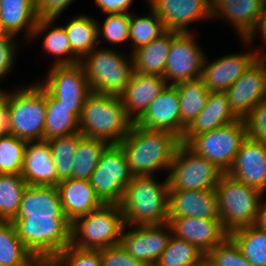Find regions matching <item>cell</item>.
Here are the masks:
<instances>
[{
  "mask_svg": "<svg viewBox=\"0 0 266 266\" xmlns=\"http://www.w3.org/2000/svg\"><path fill=\"white\" fill-rule=\"evenodd\" d=\"M211 266H254L242 254L236 243L228 236L205 255Z\"/></svg>",
  "mask_w": 266,
  "mask_h": 266,
  "instance_id": "7bdbcfd3",
  "label": "cell"
},
{
  "mask_svg": "<svg viewBox=\"0 0 266 266\" xmlns=\"http://www.w3.org/2000/svg\"><path fill=\"white\" fill-rule=\"evenodd\" d=\"M126 55L98 45L80 60L91 91L114 96L123 93L134 72L132 55Z\"/></svg>",
  "mask_w": 266,
  "mask_h": 266,
  "instance_id": "8992f818",
  "label": "cell"
},
{
  "mask_svg": "<svg viewBox=\"0 0 266 266\" xmlns=\"http://www.w3.org/2000/svg\"><path fill=\"white\" fill-rule=\"evenodd\" d=\"M101 266H147L142 261L133 258L121 243L99 249Z\"/></svg>",
  "mask_w": 266,
  "mask_h": 266,
  "instance_id": "bcb514c9",
  "label": "cell"
},
{
  "mask_svg": "<svg viewBox=\"0 0 266 266\" xmlns=\"http://www.w3.org/2000/svg\"><path fill=\"white\" fill-rule=\"evenodd\" d=\"M58 179L72 178L74 156L79 142V132L48 140Z\"/></svg>",
  "mask_w": 266,
  "mask_h": 266,
  "instance_id": "ab89813d",
  "label": "cell"
},
{
  "mask_svg": "<svg viewBox=\"0 0 266 266\" xmlns=\"http://www.w3.org/2000/svg\"><path fill=\"white\" fill-rule=\"evenodd\" d=\"M181 139L164 130H151L133 124L129 134L119 145L124 150L131 173L134 176L168 173Z\"/></svg>",
  "mask_w": 266,
  "mask_h": 266,
  "instance_id": "6da1fadb",
  "label": "cell"
},
{
  "mask_svg": "<svg viewBox=\"0 0 266 266\" xmlns=\"http://www.w3.org/2000/svg\"><path fill=\"white\" fill-rule=\"evenodd\" d=\"M168 172V186L174 190L216 189L224 174L216 165L196 154L186 144H180L177 148Z\"/></svg>",
  "mask_w": 266,
  "mask_h": 266,
  "instance_id": "9c48e42d",
  "label": "cell"
},
{
  "mask_svg": "<svg viewBox=\"0 0 266 266\" xmlns=\"http://www.w3.org/2000/svg\"><path fill=\"white\" fill-rule=\"evenodd\" d=\"M247 136L266 143V98L259 101L244 118Z\"/></svg>",
  "mask_w": 266,
  "mask_h": 266,
  "instance_id": "f6af8a7d",
  "label": "cell"
},
{
  "mask_svg": "<svg viewBox=\"0 0 266 266\" xmlns=\"http://www.w3.org/2000/svg\"><path fill=\"white\" fill-rule=\"evenodd\" d=\"M155 175L134 176L120 202L125 225L168 223V179L157 181Z\"/></svg>",
  "mask_w": 266,
  "mask_h": 266,
  "instance_id": "7a4b0ae2",
  "label": "cell"
},
{
  "mask_svg": "<svg viewBox=\"0 0 266 266\" xmlns=\"http://www.w3.org/2000/svg\"><path fill=\"white\" fill-rule=\"evenodd\" d=\"M266 0H211V20L230 22L240 39H244L256 24ZM240 34V35H239Z\"/></svg>",
  "mask_w": 266,
  "mask_h": 266,
  "instance_id": "484cf974",
  "label": "cell"
},
{
  "mask_svg": "<svg viewBox=\"0 0 266 266\" xmlns=\"http://www.w3.org/2000/svg\"><path fill=\"white\" fill-rule=\"evenodd\" d=\"M47 78L39 82L59 104L73 107V114L79 119L87 95L91 92L82 64L51 65Z\"/></svg>",
  "mask_w": 266,
  "mask_h": 266,
  "instance_id": "7c38bea8",
  "label": "cell"
},
{
  "mask_svg": "<svg viewBox=\"0 0 266 266\" xmlns=\"http://www.w3.org/2000/svg\"><path fill=\"white\" fill-rule=\"evenodd\" d=\"M179 95L181 111V138L185 129L206 106L209 91L201 79L180 82L174 85Z\"/></svg>",
  "mask_w": 266,
  "mask_h": 266,
  "instance_id": "d6a6232c",
  "label": "cell"
},
{
  "mask_svg": "<svg viewBox=\"0 0 266 266\" xmlns=\"http://www.w3.org/2000/svg\"><path fill=\"white\" fill-rule=\"evenodd\" d=\"M20 87L7 90V133L25 141L43 140L46 89L39 82Z\"/></svg>",
  "mask_w": 266,
  "mask_h": 266,
  "instance_id": "277c9868",
  "label": "cell"
},
{
  "mask_svg": "<svg viewBox=\"0 0 266 266\" xmlns=\"http://www.w3.org/2000/svg\"><path fill=\"white\" fill-rule=\"evenodd\" d=\"M12 223L19 239L43 266L71 245L72 223L66 216L28 217Z\"/></svg>",
  "mask_w": 266,
  "mask_h": 266,
  "instance_id": "5b68a950",
  "label": "cell"
},
{
  "mask_svg": "<svg viewBox=\"0 0 266 266\" xmlns=\"http://www.w3.org/2000/svg\"><path fill=\"white\" fill-rule=\"evenodd\" d=\"M248 186L266 191V143L247 136L241 143L235 161L227 172Z\"/></svg>",
  "mask_w": 266,
  "mask_h": 266,
  "instance_id": "d6986e66",
  "label": "cell"
},
{
  "mask_svg": "<svg viewBox=\"0 0 266 266\" xmlns=\"http://www.w3.org/2000/svg\"><path fill=\"white\" fill-rule=\"evenodd\" d=\"M106 18L103 24L97 25L98 45L101 40L107 41L110 44H122L129 42L130 33V13H112L104 14ZM102 37V38H101Z\"/></svg>",
  "mask_w": 266,
  "mask_h": 266,
  "instance_id": "b9f144b4",
  "label": "cell"
},
{
  "mask_svg": "<svg viewBox=\"0 0 266 266\" xmlns=\"http://www.w3.org/2000/svg\"><path fill=\"white\" fill-rule=\"evenodd\" d=\"M0 266H43L19 239L12 221L0 220Z\"/></svg>",
  "mask_w": 266,
  "mask_h": 266,
  "instance_id": "4dcf8cb0",
  "label": "cell"
},
{
  "mask_svg": "<svg viewBox=\"0 0 266 266\" xmlns=\"http://www.w3.org/2000/svg\"><path fill=\"white\" fill-rule=\"evenodd\" d=\"M220 220L228 232L255 224L263 192L224 173L216 186Z\"/></svg>",
  "mask_w": 266,
  "mask_h": 266,
  "instance_id": "ba28073f",
  "label": "cell"
},
{
  "mask_svg": "<svg viewBox=\"0 0 266 266\" xmlns=\"http://www.w3.org/2000/svg\"><path fill=\"white\" fill-rule=\"evenodd\" d=\"M262 49L250 48L248 52L227 54L213 61L205 56L201 80L209 92H225L265 52Z\"/></svg>",
  "mask_w": 266,
  "mask_h": 266,
  "instance_id": "9a60e30c",
  "label": "cell"
},
{
  "mask_svg": "<svg viewBox=\"0 0 266 266\" xmlns=\"http://www.w3.org/2000/svg\"><path fill=\"white\" fill-rule=\"evenodd\" d=\"M124 226L120 204H103L72 222L71 245L99 250L119 244Z\"/></svg>",
  "mask_w": 266,
  "mask_h": 266,
  "instance_id": "52a82bcc",
  "label": "cell"
},
{
  "mask_svg": "<svg viewBox=\"0 0 266 266\" xmlns=\"http://www.w3.org/2000/svg\"><path fill=\"white\" fill-rule=\"evenodd\" d=\"M79 132V119L73 114V107L59 104L46 90V121L43 140L68 136Z\"/></svg>",
  "mask_w": 266,
  "mask_h": 266,
  "instance_id": "1f68e13d",
  "label": "cell"
},
{
  "mask_svg": "<svg viewBox=\"0 0 266 266\" xmlns=\"http://www.w3.org/2000/svg\"><path fill=\"white\" fill-rule=\"evenodd\" d=\"M135 124L151 130L169 131L181 139V111L177 88L167 84Z\"/></svg>",
  "mask_w": 266,
  "mask_h": 266,
  "instance_id": "ffe728a7",
  "label": "cell"
},
{
  "mask_svg": "<svg viewBox=\"0 0 266 266\" xmlns=\"http://www.w3.org/2000/svg\"><path fill=\"white\" fill-rule=\"evenodd\" d=\"M109 144L93 137H87L79 132V142L75 152L72 178L90 180V177L98 165L100 155Z\"/></svg>",
  "mask_w": 266,
  "mask_h": 266,
  "instance_id": "d590c367",
  "label": "cell"
},
{
  "mask_svg": "<svg viewBox=\"0 0 266 266\" xmlns=\"http://www.w3.org/2000/svg\"><path fill=\"white\" fill-rule=\"evenodd\" d=\"M46 266H101L99 250L79 249L69 245Z\"/></svg>",
  "mask_w": 266,
  "mask_h": 266,
  "instance_id": "ee69618b",
  "label": "cell"
},
{
  "mask_svg": "<svg viewBox=\"0 0 266 266\" xmlns=\"http://www.w3.org/2000/svg\"><path fill=\"white\" fill-rule=\"evenodd\" d=\"M193 35L179 33L172 40L163 76L167 84L201 79L206 53Z\"/></svg>",
  "mask_w": 266,
  "mask_h": 266,
  "instance_id": "4fadbf2b",
  "label": "cell"
},
{
  "mask_svg": "<svg viewBox=\"0 0 266 266\" xmlns=\"http://www.w3.org/2000/svg\"><path fill=\"white\" fill-rule=\"evenodd\" d=\"M247 137L244 119L203 132L186 145L199 156L216 165L224 173L232 167L242 141Z\"/></svg>",
  "mask_w": 266,
  "mask_h": 266,
  "instance_id": "30bf717a",
  "label": "cell"
},
{
  "mask_svg": "<svg viewBox=\"0 0 266 266\" xmlns=\"http://www.w3.org/2000/svg\"><path fill=\"white\" fill-rule=\"evenodd\" d=\"M168 217L220 218L216 189H169Z\"/></svg>",
  "mask_w": 266,
  "mask_h": 266,
  "instance_id": "44dd1931",
  "label": "cell"
},
{
  "mask_svg": "<svg viewBox=\"0 0 266 266\" xmlns=\"http://www.w3.org/2000/svg\"><path fill=\"white\" fill-rule=\"evenodd\" d=\"M57 188L63 212L71 223L104 204L96 195L90 180L68 178L61 180Z\"/></svg>",
  "mask_w": 266,
  "mask_h": 266,
  "instance_id": "d4e9b609",
  "label": "cell"
},
{
  "mask_svg": "<svg viewBox=\"0 0 266 266\" xmlns=\"http://www.w3.org/2000/svg\"><path fill=\"white\" fill-rule=\"evenodd\" d=\"M204 260L205 255L192 243L172 235L154 266H198Z\"/></svg>",
  "mask_w": 266,
  "mask_h": 266,
  "instance_id": "f35d334b",
  "label": "cell"
},
{
  "mask_svg": "<svg viewBox=\"0 0 266 266\" xmlns=\"http://www.w3.org/2000/svg\"><path fill=\"white\" fill-rule=\"evenodd\" d=\"M38 19L35 0H1L0 22L9 34L16 36L22 30L30 41Z\"/></svg>",
  "mask_w": 266,
  "mask_h": 266,
  "instance_id": "f546056e",
  "label": "cell"
},
{
  "mask_svg": "<svg viewBox=\"0 0 266 266\" xmlns=\"http://www.w3.org/2000/svg\"><path fill=\"white\" fill-rule=\"evenodd\" d=\"M7 90L0 93V135L7 133Z\"/></svg>",
  "mask_w": 266,
  "mask_h": 266,
  "instance_id": "816d5d0a",
  "label": "cell"
},
{
  "mask_svg": "<svg viewBox=\"0 0 266 266\" xmlns=\"http://www.w3.org/2000/svg\"><path fill=\"white\" fill-rule=\"evenodd\" d=\"M17 36L8 34L4 39L0 40V79L6 78L10 74L15 65L16 52L18 45Z\"/></svg>",
  "mask_w": 266,
  "mask_h": 266,
  "instance_id": "7dc6e473",
  "label": "cell"
},
{
  "mask_svg": "<svg viewBox=\"0 0 266 266\" xmlns=\"http://www.w3.org/2000/svg\"><path fill=\"white\" fill-rule=\"evenodd\" d=\"M167 31L192 33L189 24L211 19V0H146ZM190 30V31H189Z\"/></svg>",
  "mask_w": 266,
  "mask_h": 266,
  "instance_id": "e0dca14e",
  "label": "cell"
},
{
  "mask_svg": "<svg viewBox=\"0 0 266 266\" xmlns=\"http://www.w3.org/2000/svg\"><path fill=\"white\" fill-rule=\"evenodd\" d=\"M128 227L125 225L123 228L121 245L133 258L147 266H154L173 235L170 225L165 223Z\"/></svg>",
  "mask_w": 266,
  "mask_h": 266,
  "instance_id": "5bb4252c",
  "label": "cell"
},
{
  "mask_svg": "<svg viewBox=\"0 0 266 266\" xmlns=\"http://www.w3.org/2000/svg\"><path fill=\"white\" fill-rule=\"evenodd\" d=\"M135 122L128 116L119 96L91 91L79 117V132L87 137L119 144Z\"/></svg>",
  "mask_w": 266,
  "mask_h": 266,
  "instance_id": "3957f363",
  "label": "cell"
},
{
  "mask_svg": "<svg viewBox=\"0 0 266 266\" xmlns=\"http://www.w3.org/2000/svg\"><path fill=\"white\" fill-rule=\"evenodd\" d=\"M51 216H66L62 209L57 186L28 185L14 219Z\"/></svg>",
  "mask_w": 266,
  "mask_h": 266,
  "instance_id": "4316f807",
  "label": "cell"
},
{
  "mask_svg": "<svg viewBox=\"0 0 266 266\" xmlns=\"http://www.w3.org/2000/svg\"><path fill=\"white\" fill-rule=\"evenodd\" d=\"M260 229L266 230V200L264 197L260 203L255 224Z\"/></svg>",
  "mask_w": 266,
  "mask_h": 266,
  "instance_id": "f5cc1de1",
  "label": "cell"
},
{
  "mask_svg": "<svg viewBox=\"0 0 266 266\" xmlns=\"http://www.w3.org/2000/svg\"><path fill=\"white\" fill-rule=\"evenodd\" d=\"M166 85L162 76L133 72L129 83L119 96L128 116L136 122Z\"/></svg>",
  "mask_w": 266,
  "mask_h": 266,
  "instance_id": "7402d4cb",
  "label": "cell"
},
{
  "mask_svg": "<svg viewBox=\"0 0 266 266\" xmlns=\"http://www.w3.org/2000/svg\"><path fill=\"white\" fill-rule=\"evenodd\" d=\"M73 1L74 0H35V10L38 18L58 19Z\"/></svg>",
  "mask_w": 266,
  "mask_h": 266,
  "instance_id": "c3c4849f",
  "label": "cell"
},
{
  "mask_svg": "<svg viewBox=\"0 0 266 266\" xmlns=\"http://www.w3.org/2000/svg\"><path fill=\"white\" fill-rule=\"evenodd\" d=\"M239 119L233 112L225 92H209L206 106L185 129L181 144H187L200 133L212 131Z\"/></svg>",
  "mask_w": 266,
  "mask_h": 266,
  "instance_id": "603a6c76",
  "label": "cell"
},
{
  "mask_svg": "<svg viewBox=\"0 0 266 266\" xmlns=\"http://www.w3.org/2000/svg\"><path fill=\"white\" fill-rule=\"evenodd\" d=\"M198 266H211L206 260H204L201 264Z\"/></svg>",
  "mask_w": 266,
  "mask_h": 266,
  "instance_id": "11a10c76",
  "label": "cell"
},
{
  "mask_svg": "<svg viewBox=\"0 0 266 266\" xmlns=\"http://www.w3.org/2000/svg\"><path fill=\"white\" fill-rule=\"evenodd\" d=\"M27 186V182L19 174L0 173V220L14 219Z\"/></svg>",
  "mask_w": 266,
  "mask_h": 266,
  "instance_id": "74e56055",
  "label": "cell"
},
{
  "mask_svg": "<svg viewBox=\"0 0 266 266\" xmlns=\"http://www.w3.org/2000/svg\"><path fill=\"white\" fill-rule=\"evenodd\" d=\"M98 22L91 16L81 14L75 16L65 24V31L69 38L71 50L82 59L98 46Z\"/></svg>",
  "mask_w": 266,
  "mask_h": 266,
  "instance_id": "836d02e7",
  "label": "cell"
},
{
  "mask_svg": "<svg viewBox=\"0 0 266 266\" xmlns=\"http://www.w3.org/2000/svg\"><path fill=\"white\" fill-rule=\"evenodd\" d=\"M135 14L134 11L130 13L129 42L131 43L129 45H132L131 52L150 44L167 31L163 21L151 8L147 16Z\"/></svg>",
  "mask_w": 266,
  "mask_h": 266,
  "instance_id": "8d00e7d4",
  "label": "cell"
},
{
  "mask_svg": "<svg viewBox=\"0 0 266 266\" xmlns=\"http://www.w3.org/2000/svg\"><path fill=\"white\" fill-rule=\"evenodd\" d=\"M21 176L27 185H58L60 180L47 140L27 141Z\"/></svg>",
  "mask_w": 266,
  "mask_h": 266,
  "instance_id": "cb8c5ba5",
  "label": "cell"
},
{
  "mask_svg": "<svg viewBox=\"0 0 266 266\" xmlns=\"http://www.w3.org/2000/svg\"><path fill=\"white\" fill-rule=\"evenodd\" d=\"M96 7H98L104 14L112 13H132L129 8L132 6L134 0H94Z\"/></svg>",
  "mask_w": 266,
  "mask_h": 266,
  "instance_id": "681fc988",
  "label": "cell"
},
{
  "mask_svg": "<svg viewBox=\"0 0 266 266\" xmlns=\"http://www.w3.org/2000/svg\"><path fill=\"white\" fill-rule=\"evenodd\" d=\"M229 237L251 264L266 266V230L253 224L233 230Z\"/></svg>",
  "mask_w": 266,
  "mask_h": 266,
  "instance_id": "e575fe53",
  "label": "cell"
},
{
  "mask_svg": "<svg viewBox=\"0 0 266 266\" xmlns=\"http://www.w3.org/2000/svg\"><path fill=\"white\" fill-rule=\"evenodd\" d=\"M168 224L176 238L192 243L204 255L229 236L220 218L168 217Z\"/></svg>",
  "mask_w": 266,
  "mask_h": 266,
  "instance_id": "ac0fdd59",
  "label": "cell"
},
{
  "mask_svg": "<svg viewBox=\"0 0 266 266\" xmlns=\"http://www.w3.org/2000/svg\"><path fill=\"white\" fill-rule=\"evenodd\" d=\"M56 20V18H39L30 41L45 33L42 47L44 52L57 59L54 66L79 63L81 59L71 50L64 25H54Z\"/></svg>",
  "mask_w": 266,
  "mask_h": 266,
  "instance_id": "83f0119b",
  "label": "cell"
},
{
  "mask_svg": "<svg viewBox=\"0 0 266 266\" xmlns=\"http://www.w3.org/2000/svg\"><path fill=\"white\" fill-rule=\"evenodd\" d=\"M233 112L244 119L259 101L266 98V52L226 91Z\"/></svg>",
  "mask_w": 266,
  "mask_h": 266,
  "instance_id": "2e32d148",
  "label": "cell"
},
{
  "mask_svg": "<svg viewBox=\"0 0 266 266\" xmlns=\"http://www.w3.org/2000/svg\"><path fill=\"white\" fill-rule=\"evenodd\" d=\"M27 141L5 133L0 135V173L21 175Z\"/></svg>",
  "mask_w": 266,
  "mask_h": 266,
  "instance_id": "60d3db41",
  "label": "cell"
},
{
  "mask_svg": "<svg viewBox=\"0 0 266 266\" xmlns=\"http://www.w3.org/2000/svg\"><path fill=\"white\" fill-rule=\"evenodd\" d=\"M133 177L122 147L109 144L100 155L90 183L104 204H120Z\"/></svg>",
  "mask_w": 266,
  "mask_h": 266,
  "instance_id": "8fae6325",
  "label": "cell"
},
{
  "mask_svg": "<svg viewBox=\"0 0 266 266\" xmlns=\"http://www.w3.org/2000/svg\"><path fill=\"white\" fill-rule=\"evenodd\" d=\"M178 34L179 32L166 31L150 44L139 47L130 53L134 72L163 77L172 40Z\"/></svg>",
  "mask_w": 266,
  "mask_h": 266,
  "instance_id": "f1b7e54d",
  "label": "cell"
},
{
  "mask_svg": "<svg viewBox=\"0 0 266 266\" xmlns=\"http://www.w3.org/2000/svg\"><path fill=\"white\" fill-rule=\"evenodd\" d=\"M8 34L0 22V40L4 39Z\"/></svg>",
  "mask_w": 266,
  "mask_h": 266,
  "instance_id": "db71d44e",
  "label": "cell"
},
{
  "mask_svg": "<svg viewBox=\"0 0 266 266\" xmlns=\"http://www.w3.org/2000/svg\"><path fill=\"white\" fill-rule=\"evenodd\" d=\"M261 35L262 38L261 41L263 42L262 45L266 46V3L263 5L261 12L258 15L257 21L253 29L250 31V33L244 38L241 39L243 44L248 47L252 45L254 42V36Z\"/></svg>",
  "mask_w": 266,
  "mask_h": 266,
  "instance_id": "f907efd6",
  "label": "cell"
}]
</instances>
